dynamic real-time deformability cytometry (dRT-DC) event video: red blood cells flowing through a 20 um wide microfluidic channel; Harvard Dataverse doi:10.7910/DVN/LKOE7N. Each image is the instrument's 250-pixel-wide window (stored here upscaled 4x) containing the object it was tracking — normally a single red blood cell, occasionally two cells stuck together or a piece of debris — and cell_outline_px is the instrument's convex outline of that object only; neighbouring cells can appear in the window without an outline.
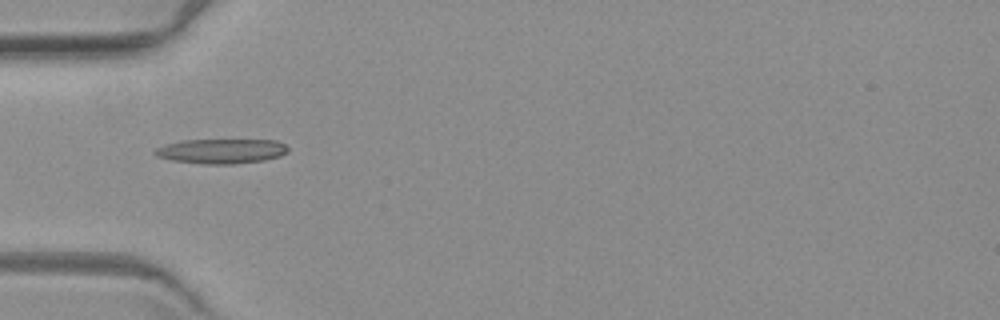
{"species": "common noctule bat (a hibernating species)", "species_latin": "Nyctalus noctula", "temperature_condition": "warm", "stored_images_in_passage": 9, "camera_frame_rate_fps": 3000, "um_per_image_px": 0.085, "animal": {"sex": "female", "body_mass_g": 19.3, "forearm_length_mm": 54.1}, "frame": {"image": 1, "passage_image": 4, "time_ms": 6.0, "image_size_px": [1000, 320], "cell_outline_px": [[288, 152], [280, 156], [264, 160], [232, 164], [204, 164], [172, 160], [156, 156], [152, 152], [156, 148], [164, 144], [180, 140], [276, 140], [284, 144], [288, 148]], "centroid_in_image_um": [18.79, 12.84], "position_along_channel_um": 66.2, "area_um2": 19.25}}
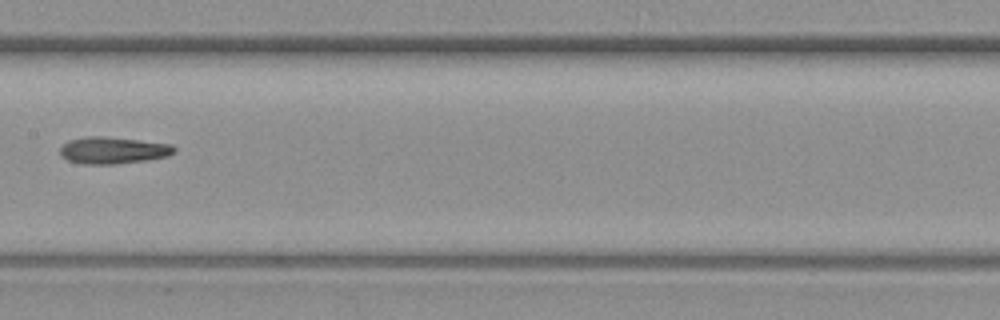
{"frame": {"image": 2, "passage_image": 7, "time_ms": 9.667, "image_size_px": [1000, 320], "cell_outline_px": [[176, 152], [168, 156], [148, 160], [116, 164], [84, 164], [68, 160], [60, 156], [60, 148], [68, 140], [84, 136], [104, 136], [172, 144], [176, 148]], "centroid_in_image_um": [9.61, 12.77], "position_along_channel_um": 197.8, "area_um2": 18.03}}
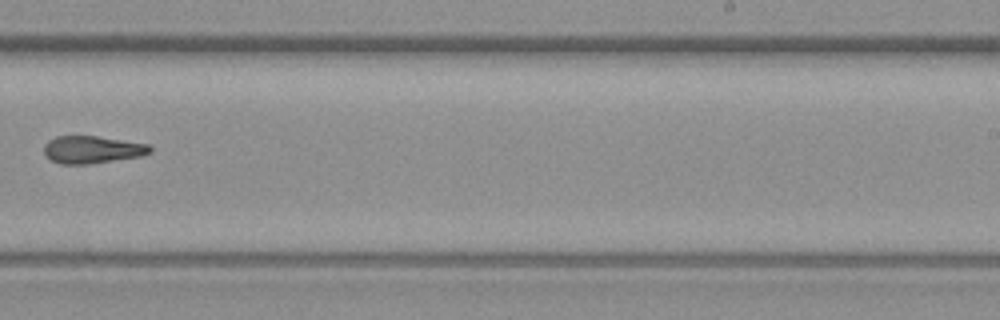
{"frame": {"image": 3, "passage_image": 9, "time_ms": 12.0, "image_size_px": [1000, 320], "cell_outline_px": [[152, 152], [144, 156], [88, 164], [60, 164], [44, 156], [44, 144], [48, 140], [56, 136], [96, 136], [148, 144], [152, 148]], "centroid_in_image_um": [7.83, 12.72], "position_along_channel_um": 281.2, "area_um2": 17.11}}